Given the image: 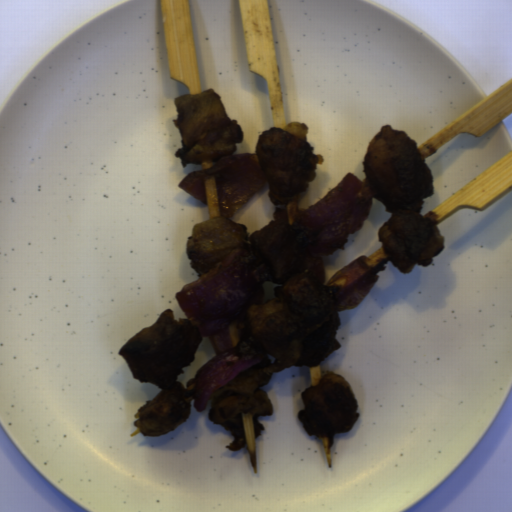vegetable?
<instances>
[{
  "label": "vegetable",
  "instance_id": "add77e79",
  "mask_svg": "<svg viewBox=\"0 0 512 512\" xmlns=\"http://www.w3.org/2000/svg\"><path fill=\"white\" fill-rule=\"evenodd\" d=\"M260 264L257 257L235 248L217 267L175 294L186 318L207 337L215 353L185 384L197 412L205 410L213 392L266 355L253 348L237 352L243 339L239 315L251 303L261 304L265 296L251 272Z\"/></svg>",
  "mask_w": 512,
  "mask_h": 512
},
{
  "label": "vegetable",
  "instance_id": "ea0f7189",
  "mask_svg": "<svg viewBox=\"0 0 512 512\" xmlns=\"http://www.w3.org/2000/svg\"><path fill=\"white\" fill-rule=\"evenodd\" d=\"M362 187V180L348 172L328 194L293 217L318 242L312 247L304 267L322 286L326 281L324 257L344 250L348 236L355 234L368 219L373 197L365 196Z\"/></svg>",
  "mask_w": 512,
  "mask_h": 512
},
{
  "label": "vegetable",
  "instance_id": "f7b5029e",
  "mask_svg": "<svg viewBox=\"0 0 512 512\" xmlns=\"http://www.w3.org/2000/svg\"><path fill=\"white\" fill-rule=\"evenodd\" d=\"M214 177L221 216L231 219L268 181L256 154H230L208 170H195L178 184L207 206L204 179Z\"/></svg>",
  "mask_w": 512,
  "mask_h": 512
},
{
  "label": "vegetable",
  "instance_id": "96ceb2fe",
  "mask_svg": "<svg viewBox=\"0 0 512 512\" xmlns=\"http://www.w3.org/2000/svg\"><path fill=\"white\" fill-rule=\"evenodd\" d=\"M378 281L376 270L370 265L367 255L363 254L344 268L336 270L326 287L335 291L338 312L359 305Z\"/></svg>",
  "mask_w": 512,
  "mask_h": 512
}]
</instances>
